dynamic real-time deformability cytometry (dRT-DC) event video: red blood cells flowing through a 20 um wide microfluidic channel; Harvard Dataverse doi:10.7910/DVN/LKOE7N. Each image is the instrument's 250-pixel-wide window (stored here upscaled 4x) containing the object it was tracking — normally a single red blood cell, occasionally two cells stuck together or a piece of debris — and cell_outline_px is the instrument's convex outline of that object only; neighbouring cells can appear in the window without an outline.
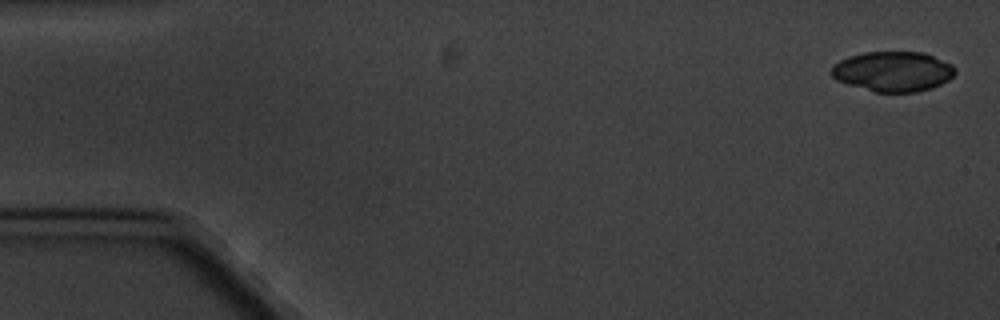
{"species": "common noctule bat (a hibernating species)", "species_latin": "Nyctalus noctula", "temperature_condition": "cold", "stored_images_in_passage": 5, "camera_frame_rate_fps": 3000, "um_per_image_px": 0.085, "animal": {"sex": "male", "body_mass_g": 20.1, "forearm_length_mm": 53.5}, "frame": {"image": 1, "passage_image": 1, "time_ms": 0.0, "image_size_px": [1000, 320], "cell_outline_px": [[956, 72], [948, 80], [932, 88], [916, 92], [872, 92], [836, 80], [828, 72], [832, 64], [848, 56], [864, 52], [924, 52], [952, 64], [956, 68]], "centroid_in_image_um": [75.86, 6.07], "position_along_channel_um": 9.1, "area_um2": 29.19}}